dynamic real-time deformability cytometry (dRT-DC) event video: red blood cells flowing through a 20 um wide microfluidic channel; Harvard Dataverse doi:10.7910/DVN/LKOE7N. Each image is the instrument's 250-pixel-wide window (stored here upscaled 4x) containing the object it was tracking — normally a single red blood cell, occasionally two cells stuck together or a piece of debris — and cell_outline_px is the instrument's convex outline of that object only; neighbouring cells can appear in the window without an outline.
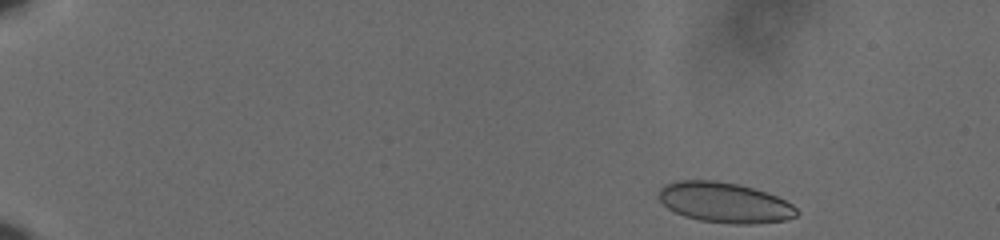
{"species": "human", "species_latin": "Homo sapiens", "temperature_condition": "cold", "stored_images_in_passage": 53, "camera_frame_rate_fps": 3000, "um_per_image_px": 0.085, "donor": {"sex": "male"}, "frame": {"image": 1, "passage_image": 2, "time_ms": 0.333, "image_size_px": [1000, 240], "cell_outline_px": [[800, 212], [796, 216], [784, 220], [752, 224], [732, 224], [700, 220], [684, 216], [668, 208], [656, 196], [660, 188], [664, 184], [676, 180], [716, 180], [736, 184], [752, 188], [776, 196], [792, 204]], "centroid_in_image_um": [61.55, 17.21], "position_along_channel_um": 23.4, "area_um2": 32.37}}
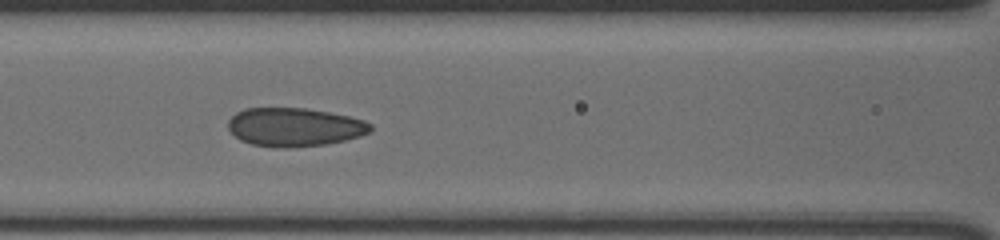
{"frame": {"image": 2, "passage_image": 23, "time_ms": 7.333, "image_size_px": [1000, 240], "cell_outline_px": [[372, 132], [360, 136], [344, 140], [324, 144], [288, 148], [276, 148], [252, 144], [240, 140], [228, 128], [228, 120], [236, 112], [244, 108], [304, 108], [328, 112], [348, 116], [364, 120], [372, 124]], "centroid_in_image_um": [25.03, 10.8], "position_along_channel_um": 141.6, "area_um2": 32.02}}
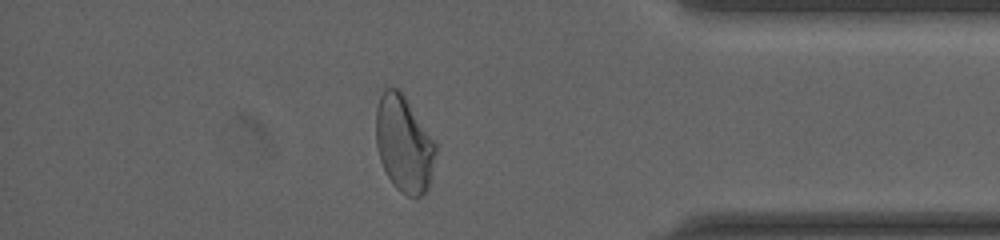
{"frame": {"image": 3, "passage_image": 46, "time_ms": 15.0, "image_size_px": [1000, 240], "cell_outline_px": [[436, 152], [432, 180], [428, 188], [420, 196], [408, 196], [400, 192], [396, 188], [388, 176], [380, 160], [376, 144], [376, 108], [380, 96], [384, 88], [400, 88], [436, 144]], "centroid_in_image_um": [34.34, 12.23], "position_along_channel_um": 400.9, "area_um2": 33.58}, "authors_computed_cell_mechanics": {"area_um2": 32.657, "velocity_mm_per_s": 3.6356, "shape_relaxation_time_tau1_ms": null, "shape_relaxation_time_tau2_ms": 1.0226, "deformation_change_tau1": null, "deformation_change_tau2": 0.0524}}